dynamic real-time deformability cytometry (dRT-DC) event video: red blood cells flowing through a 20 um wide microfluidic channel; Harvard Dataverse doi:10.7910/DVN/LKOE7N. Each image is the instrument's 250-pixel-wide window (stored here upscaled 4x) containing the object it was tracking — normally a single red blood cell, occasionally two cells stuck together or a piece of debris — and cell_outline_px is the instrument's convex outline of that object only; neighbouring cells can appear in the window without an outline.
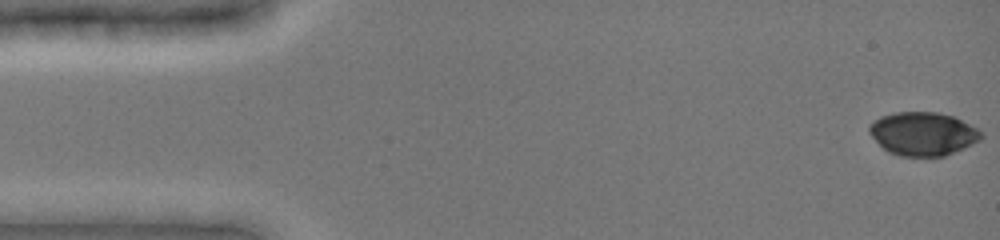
{"species": "common noctule bat (a hibernating species)", "species_latin": "Nyctalus noctula", "temperature_condition": "cold", "stored_images_in_passage": 49, "camera_frame_rate_fps": 3000, "um_per_image_px": 0.085, "animal": {"sex": "female", "body_mass_g": 19.0, "forearm_length_mm": 51.5}, "frame": {"image": 1, "passage_image": 1, "time_ms": 0.0, "image_size_px": [1000, 240], "cell_outline_px": [[984, 136], [980, 140], [964, 148], [944, 156], [900, 156], [888, 152], [868, 132], [868, 124], [872, 120], [880, 116], [896, 112], [936, 112], [952, 116], [976, 128]], "centroid_in_image_um": [78.41, 11.37], "position_along_channel_um": 6.6, "area_um2": 28.21}}
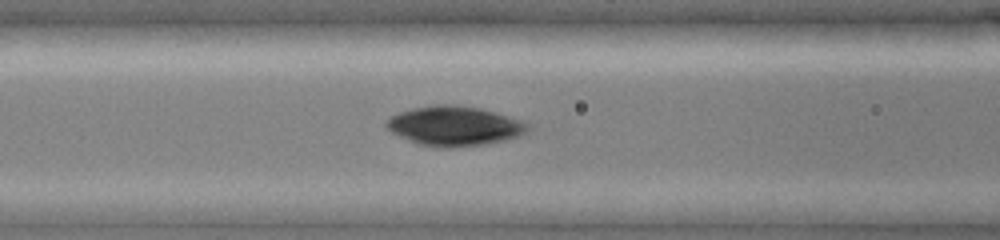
{"frame": {"image": 2, "passage_image": 20, "time_ms": 6.333, "image_size_px": [1000, 240], "cell_outline_px": [[528, 128], [524, 132], [516, 136], [504, 140], [484, 144], [448, 148], [444, 148], [420, 144], [408, 140], [384, 128], [384, 124], [392, 116], [400, 112], [412, 108], [432, 104], [456, 104], [480, 108], [496, 112], [520, 120], [528, 124]], "centroid_in_image_um": [38.57, 10.69], "position_along_channel_um": 128.0, "area_um2": 32.43}}
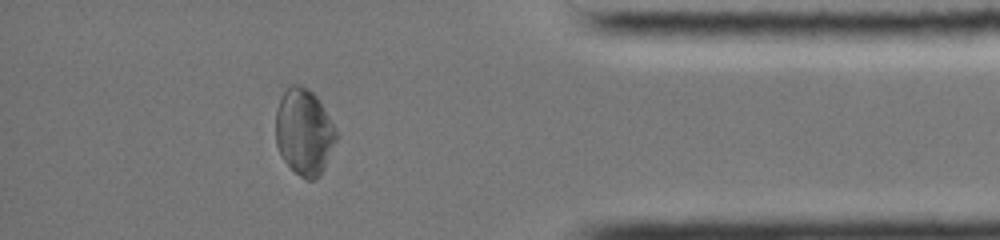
{"frame": {"image": 3, "passage_image": 43, "time_ms": 14.0, "image_size_px": [1000, 240], "cell_outline_px": [[336, 140], [324, 168], [320, 176], [316, 180], [308, 180], [300, 176], [284, 160], [276, 144], [276, 108], [284, 92], [292, 84], [300, 84], [308, 88], [320, 100], [336, 128]], "centroid_in_image_um": [25.85, 11.2], "position_along_channel_um": 409.3, "area_um2": 30.35}}